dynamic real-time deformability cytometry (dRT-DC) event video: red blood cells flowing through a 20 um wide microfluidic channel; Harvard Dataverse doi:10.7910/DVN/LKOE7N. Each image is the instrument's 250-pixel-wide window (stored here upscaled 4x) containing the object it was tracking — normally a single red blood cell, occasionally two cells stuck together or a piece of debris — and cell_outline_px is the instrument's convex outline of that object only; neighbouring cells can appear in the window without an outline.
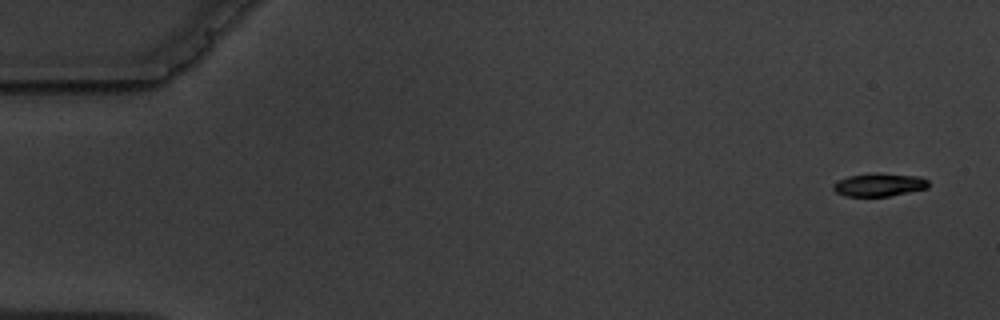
{"species": "common noctule bat (a hibernating species)", "species_latin": "Nyctalus noctula", "temperature_condition": "warm", "stored_images_in_passage": 15, "camera_frame_rate_fps": 3000, "um_per_image_px": 0.085, "animal": {"sex": "male", "body_mass_g": 19.5, "forearm_length_mm": 54.6}, "frame": {"image": 1, "passage_image": 1, "time_ms": 0.0, "image_size_px": [1000, 320], "cell_outline_px": [[928, 188], [888, 196], [844, 196], [836, 192], [832, 188], [832, 184], [836, 180], [848, 176], [920, 176], [928, 180]], "centroid_in_image_um": [74.68, 15.76], "position_along_channel_um": 10.3, "area_um2": 11.96}}
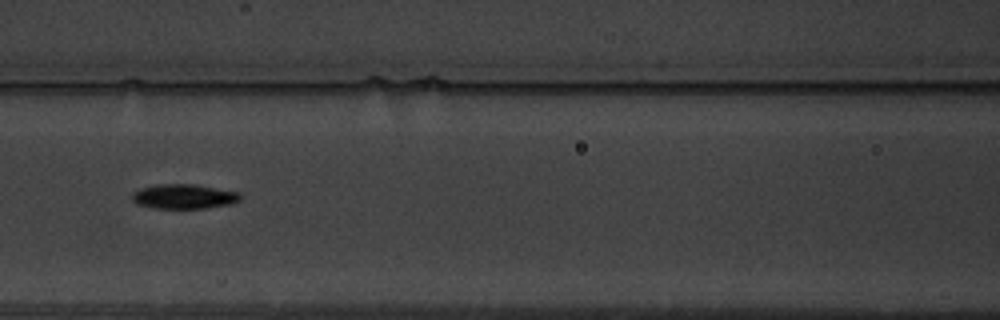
{"frame": {"image": 2, "passage_image": 7, "time_ms": 7.667, "image_size_px": [1000, 320], "cell_outline_px": [[240, 200], [232, 204], [204, 208], [152, 208], [136, 204], [132, 200], [132, 192], [140, 188], [156, 184], [192, 184], [240, 192]], "centroid_in_image_um": [15.6, 16.7], "position_along_channel_um": 151.0, "area_um2": 15.61}}
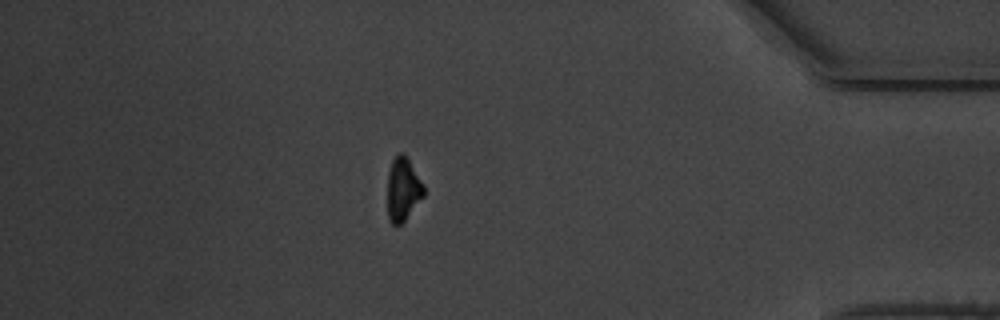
{"frame": {"image": 3, "passage_image": 14, "time_ms": 15.667, "image_size_px": [1000, 320], "cell_outline_px": [[424, 196], [404, 220], [400, 224], [392, 224], [388, 220], [388, 172], [392, 160], [400, 152], [404, 152], [424, 184]], "centroid_in_image_um": [34.25, 16.06], "position_along_channel_um": 400.9, "area_um2": 13.35}, "authors_computed_cell_mechanics": {"area_um2": 14.6234, "velocity_mm_per_s": 3.5952, "shape_relaxation_time_tau1_ms": 2.1438, "shape_relaxation_time_tau2_ms": null, "deformation_change_tau1": 0.1251, "deformation_change_tau2": null}}